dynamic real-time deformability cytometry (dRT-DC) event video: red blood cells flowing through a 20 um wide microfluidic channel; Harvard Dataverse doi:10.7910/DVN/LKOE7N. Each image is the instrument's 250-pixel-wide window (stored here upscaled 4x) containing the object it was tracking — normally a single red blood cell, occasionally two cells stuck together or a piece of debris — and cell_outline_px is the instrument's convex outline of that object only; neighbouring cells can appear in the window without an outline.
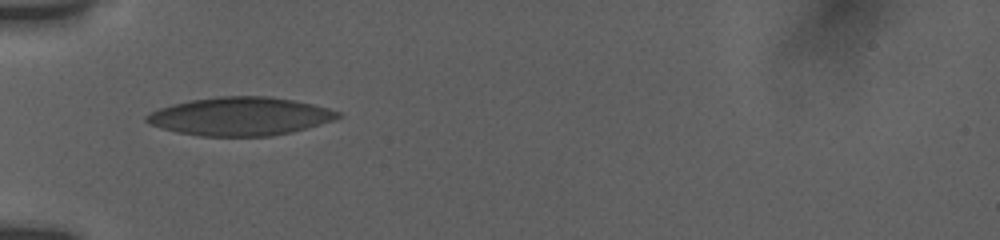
{"species": "human", "species_latin": "Homo sapiens", "temperature_condition": "room temperature", "stored_images_in_passage": 43, "camera_frame_rate_fps": 3000, "um_per_image_px": 0.085, "donor": {"sex": "female"}, "frame": {"image": 1, "passage_image": 1, "time_ms": 0.0, "image_size_px": [1000, 240], "cell_outline_px": [[340, 116], [336, 120], [292, 132], [272, 136], [200, 136], [176, 132], [148, 124], [144, 120], [144, 116], [160, 108], [172, 104], [192, 100], [216, 96], [272, 96], [312, 104], [328, 108], [340, 112]], "centroid_in_image_um": [20.41, 9.89], "position_along_channel_um": 64.6, "area_um2": 42.83}}
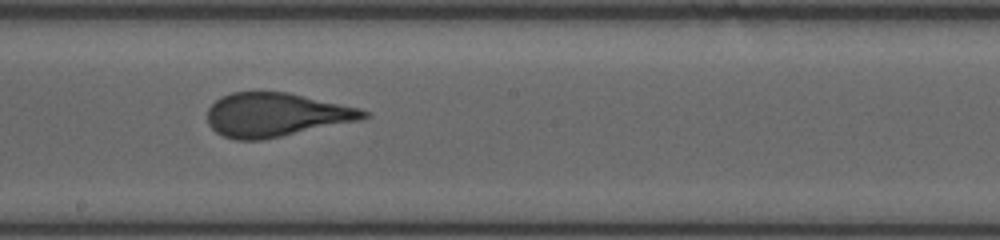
{"frame": {"image": 2, "passage_image": 23, "time_ms": 4.333, "image_size_px": [1000, 240], "cell_outline_px": [[368, 116], [360, 120], [260, 140], [236, 140], [224, 136], [216, 132], [208, 124], [208, 108], [216, 100], [232, 92], [288, 92], [360, 108], [368, 112]], "centroid_in_image_um": [23.44, 9.75], "position_along_channel_um": 224.8, "area_um2": 39.42}}
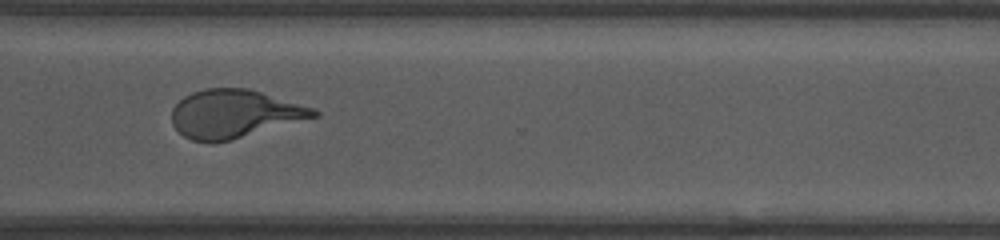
{"frame": {"image": 3, "passage_image": 42, "time_ms": 7.667, "image_size_px": [1000, 240], "cell_outline_px": [[320, 116], [232, 140], [212, 144], [192, 140], [184, 136], [172, 124], [172, 108], [184, 96], [192, 92], [204, 88], [248, 88], [316, 108], [320, 112]], "centroid_in_image_um": [19.94, 9.68], "position_along_channel_um": 350.7, "area_um2": 40.29}}